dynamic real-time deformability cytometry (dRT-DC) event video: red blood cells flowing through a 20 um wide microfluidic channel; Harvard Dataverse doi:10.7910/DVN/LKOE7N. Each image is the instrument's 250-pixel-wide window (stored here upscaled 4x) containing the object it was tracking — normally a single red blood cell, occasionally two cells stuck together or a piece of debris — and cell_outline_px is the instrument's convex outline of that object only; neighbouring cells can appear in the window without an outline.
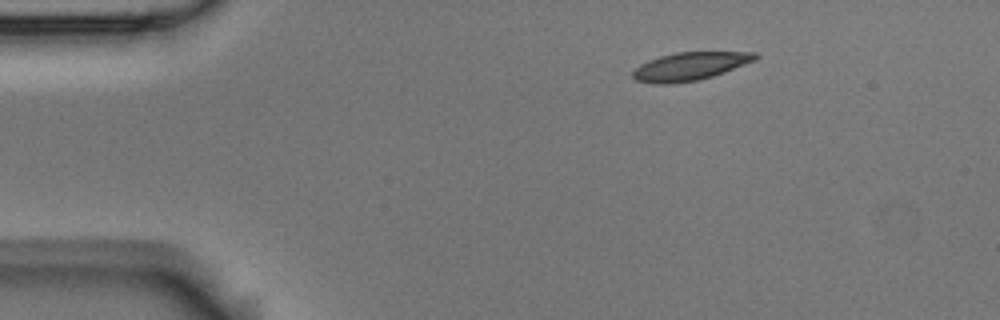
{"species": "Egyptian fruit bat (a non-hibernating species)", "species_latin": "Rousettus aegyptiacus", "temperature_condition": "room temperature", "stored_images_in_passage": 5, "camera_frame_rate_fps": 3000, "um_per_image_px": 0.085, "animal": {"sex": "male"}, "frame": {"image": 1, "passage_image": 1, "time_ms": 0.0, "image_size_px": [1000, 320], "cell_outline_px": [[760, 56], [756, 60], [724, 72], [712, 76], [696, 80], [672, 84], [656, 84], [636, 80], [632, 76], [632, 72], [640, 64], [648, 60], [660, 56], [676, 52], [756, 52]], "centroid_in_image_um": [58.64, 5.63], "position_along_channel_um": 26.4, "area_um2": 20.0}}
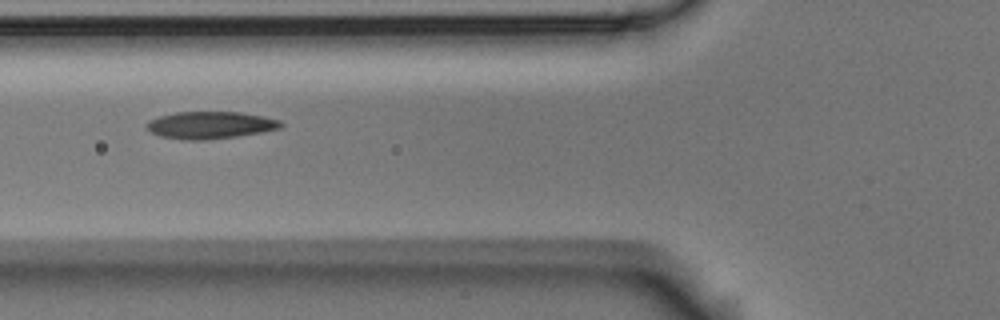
{"frame": {"image": 2, "passage_image": 4, "time_ms": 1.0, "image_size_px": [1000, 320], "cell_outline_px": [[284, 124], [280, 128], [264, 132], [236, 136], [204, 140], [188, 140], [160, 136], [152, 132], [148, 128], [148, 120], [160, 116], [176, 112], [240, 112], [264, 116], [280, 120]], "centroid_in_image_um": [17.92, 10.63], "position_along_channel_um": 107.9, "area_um2": 21.15}}
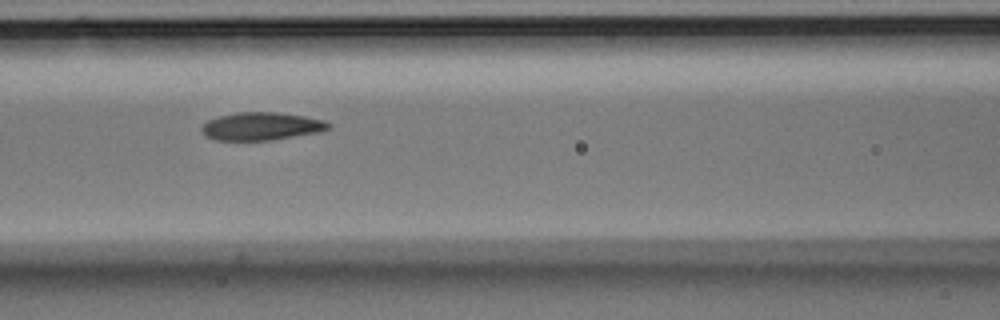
{"frame": {"image": 3, "passage_image": 5, "time_ms": 1.333, "image_size_px": [1000, 320], "cell_outline_px": [[332, 128], [320, 132], [272, 140], [216, 140], [204, 136], [200, 128], [200, 124], [208, 120], [220, 116], [236, 112], [276, 112], [304, 116], [324, 120], [332, 124]], "centroid_in_image_um": [22.21, 10.73], "position_along_channel_um": 144.4, "area_um2": 20.87}}